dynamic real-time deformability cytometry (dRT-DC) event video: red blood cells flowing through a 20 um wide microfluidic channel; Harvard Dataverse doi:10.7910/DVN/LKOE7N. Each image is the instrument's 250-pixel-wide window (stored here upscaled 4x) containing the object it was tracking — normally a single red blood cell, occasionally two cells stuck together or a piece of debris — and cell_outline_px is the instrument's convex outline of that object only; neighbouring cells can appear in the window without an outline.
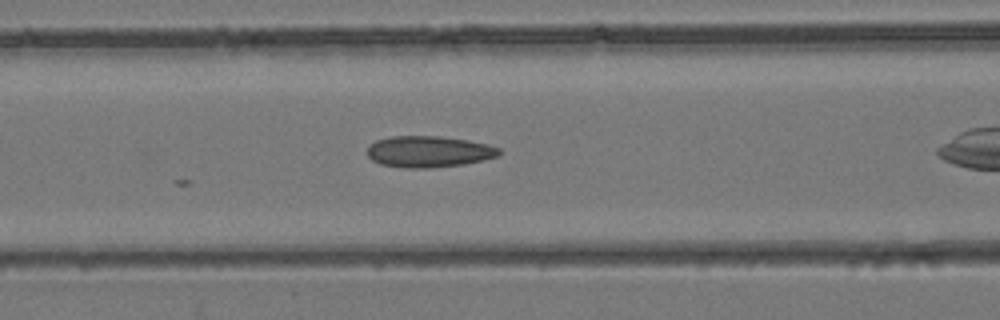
{"species": "common noctule bat (a hibernating species)", "species_latin": "Nyctalus noctula", "temperature_condition": "room temperature", "stored_images_in_passage": 10, "camera_frame_rate_fps": 3000, "um_per_image_px": 0.085, "animal": {"sex": "female", "body_mass_g": 24.6, "forearm_length_mm": 56.2}, "frame": {"image": 1, "passage_image": 7, "time_ms": 2.0, "image_size_px": [1000, 320], "cell_outline_px": [[500, 156], [484, 160], [464, 164], [428, 168], [408, 168], [380, 164], [372, 160], [368, 156], [368, 144], [376, 140], [392, 136], [440, 136], [488, 144], [500, 148]], "centroid_in_image_um": [36.44, 12.89], "position_along_channel_um": 130.2, "area_um2": 24.1}}
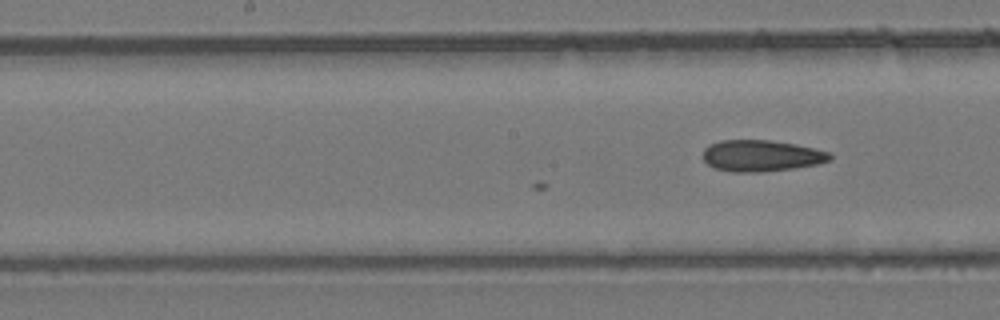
{"frame": {"image": 2, "passage_image": 10, "time_ms": 3.0, "image_size_px": [1000, 320], "cell_outline_px": [[832, 160], [816, 164], [792, 168], [760, 172], [732, 172], [716, 168], [708, 164], [704, 160], [704, 148], [708, 144], [720, 140], [772, 140], [796, 144], [828, 152], [832, 156]], "centroid_in_image_um": [64.69, 13.23], "position_along_channel_um": 183.5, "area_um2": 23.12}}